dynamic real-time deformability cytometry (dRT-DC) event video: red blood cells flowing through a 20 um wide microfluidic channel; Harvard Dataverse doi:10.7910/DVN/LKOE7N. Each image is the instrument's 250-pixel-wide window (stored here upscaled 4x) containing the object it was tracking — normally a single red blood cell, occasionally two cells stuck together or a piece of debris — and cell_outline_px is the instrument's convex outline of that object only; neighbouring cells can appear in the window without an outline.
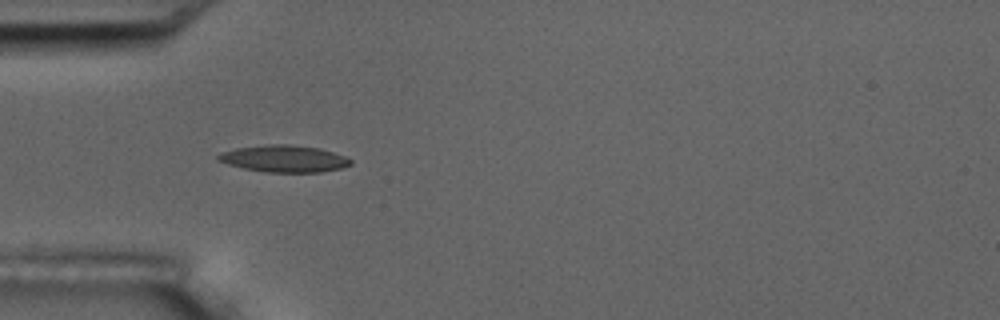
{"species": "common noctule bat (a hibernating species)", "species_latin": "Nyctalus noctula", "temperature_condition": "room temperature", "stored_images_in_passage": 7, "camera_frame_rate_fps": 3000, "um_per_image_px": 0.085, "animal": {"sex": "male", "body_mass_g": 17.5, "forearm_length_mm": 52.3}, "frame": {"image": 1, "passage_image": 6, "time_ms": 1.667, "image_size_px": [1000, 320], "cell_outline_px": [[352, 164], [340, 168], [320, 172], [264, 172], [244, 168], [228, 164], [216, 160], [216, 156], [220, 152], [236, 148], [268, 144], [288, 144], [320, 148], [344, 156], [352, 160]], "centroid_in_image_um": [24.11, 13.48], "position_along_channel_um": 60.9, "area_um2": 20.75}}